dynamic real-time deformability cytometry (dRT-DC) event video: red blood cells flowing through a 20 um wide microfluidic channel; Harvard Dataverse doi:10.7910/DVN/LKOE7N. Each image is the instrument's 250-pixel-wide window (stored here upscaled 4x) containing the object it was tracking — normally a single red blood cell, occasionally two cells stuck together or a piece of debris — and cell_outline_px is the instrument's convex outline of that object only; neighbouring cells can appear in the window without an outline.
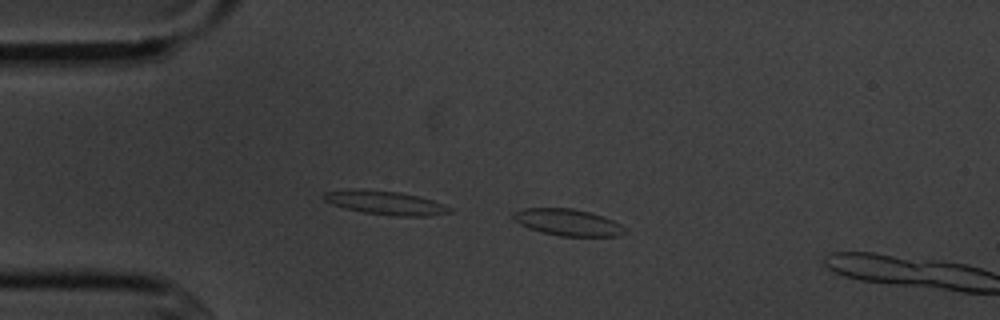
{"species": "common noctule bat (a hibernating species)", "species_latin": "Nyctalus noctula", "temperature_condition": "cold", "stored_images_in_passage": 6, "camera_frame_rate_fps": 3000, "um_per_image_px": 0.085, "animal": {"sex": "male", "body_mass_g": 20.1, "forearm_length_mm": 53.5}, "frame": {"image": 1, "passage_image": 4, "time_ms": 3.667, "image_size_px": [1000, 320], "cell_outline_px": [[628, 232], [616, 236], [560, 236], [528, 228], [512, 220], [508, 216], [512, 212], [524, 208], [572, 208], [592, 212], [604, 216], [620, 224]], "centroid_in_image_um": [48.21, 18.88], "position_along_channel_um": 36.8, "area_um2": 17.57}}